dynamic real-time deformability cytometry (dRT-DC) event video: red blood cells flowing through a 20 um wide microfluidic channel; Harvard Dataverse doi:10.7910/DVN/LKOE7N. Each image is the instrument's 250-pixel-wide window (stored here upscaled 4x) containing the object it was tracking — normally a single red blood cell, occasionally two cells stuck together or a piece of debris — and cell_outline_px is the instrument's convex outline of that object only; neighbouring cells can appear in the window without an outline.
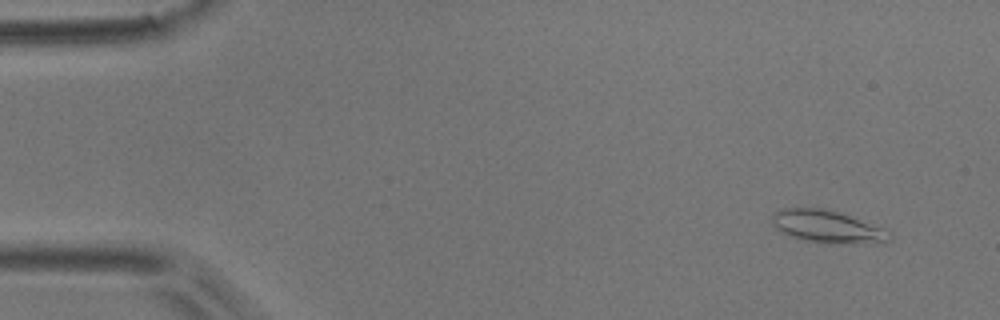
{"species": "common noctule bat (a hibernating species)", "species_latin": "Nyctalus noctula", "temperature_condition": "room temperature", "stored_images_in_passage": 4, "camera_frame_rate_fps": 3000, "um_per_image_px": 0.085, "animal": {"sex": "male", "body_mass_g": 17.9}, "frame": {"image": 1, "passage_image": 1, "time_ms": 0.0, "image_size_px": [1000, 320], "cell_outline_px": [[892, 236], [888, 240], [856, 244], [824, 244], [804, 240], [792, 236], [776, 228], [772, 224], [772, 212], [780, 208], [824, 208], [884, 228], [892, 232]], "centroid_in_image_um": [70.29, 19.27], "position_along_channel_um": 14.7, "area_um2": 22.14}}